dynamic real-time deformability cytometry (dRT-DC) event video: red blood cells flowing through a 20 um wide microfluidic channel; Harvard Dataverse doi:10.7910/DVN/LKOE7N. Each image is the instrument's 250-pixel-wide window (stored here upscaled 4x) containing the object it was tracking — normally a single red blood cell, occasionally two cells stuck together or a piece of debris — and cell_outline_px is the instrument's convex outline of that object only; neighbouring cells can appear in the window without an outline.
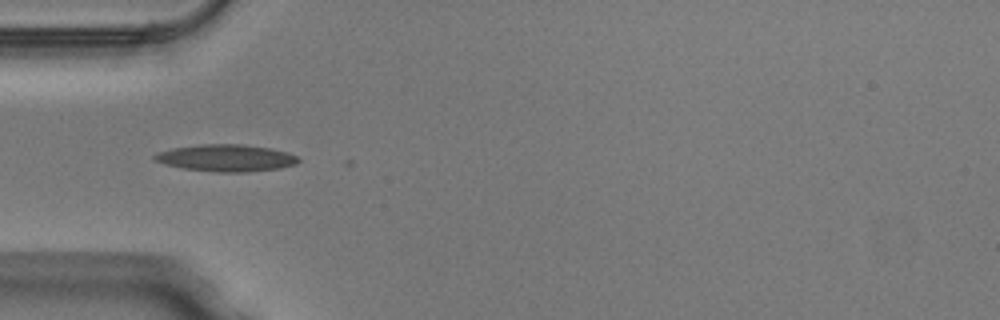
{"species": "Egyptian fruit bat (a non-hibernating species)", "species_latin": "Rousettus aegyptiacus", "temperature_condition": "warm", "stored_images_in_passage": 30, "camera_frame_rate_fps": 3000, "um_per_image_px": 0.085, "animal": {"sex": "male"}, "frame": {"image": 1, "passage_image": 1, "time_ms": 0.0, "image_size_px": [1000, 320], "cell_outline_px": [[300, 160], [296, 164], [280, 168], [244, 172], [216, 172], [184, 168], [164, 164], [156, 160], [152, 156], [156, 152], [172, 148], [200, 144], [240, 144], [268, 148], [288, 152], [296, 156]], "centroid_in_image_um": [19.2, 13.42], "position_along_channel_um": 65.8, "area_um2": 22.48}}
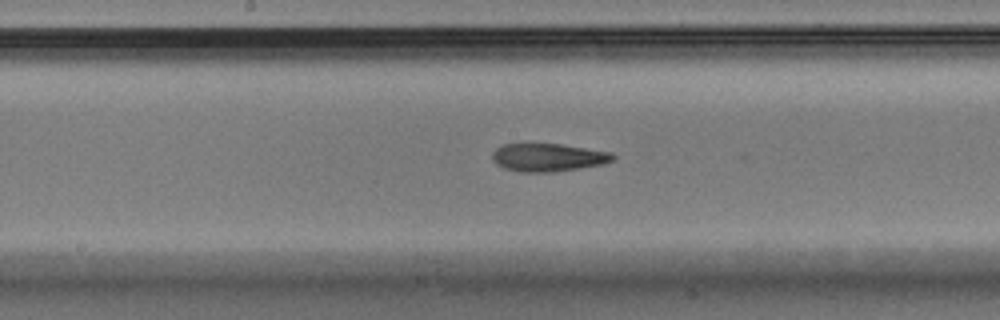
{"frame": {"image": 2, "passage_image": 11, "time_ms": 3.333, "image_size_px": [1000, 320], "cell_outline_px": [[616, 156], [612, 160], [604, 164], [556, 172], [520, 172], [504, 168], [496, 164], [492, 160], [492, 152], [496, 148], [504, 144], [560, 144], [612, 152]], "centroid_in_image_um": [46.58, 13.39], "position_along_channel_um": 201.6, "area_um2": 19.77}}
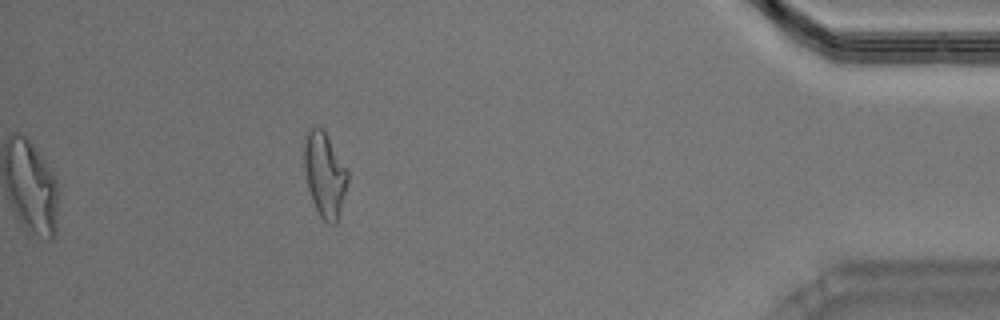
{"frame": {"image": 3, "passage_image": 30, "time_ms": 9.667, "image_size_px": [1000, 320], "cell_outline_px": [[348, 180], [336, 224], [328, 224], [320, 216], [312, 200], [308, 188], [304, 168], [304, 132], [308, 128], [316, 124], [324, 128], [348, 172]], "centroid_in_image_um": [27.56, 14.75], "position_along_channel_um": 407.6, "area_um2": 21.62}, "authors_computed_cell_mechanics": {"area_um2": 19.7965, "velocity_mm_per_s": 4.0592, "shape_relaxation_time_tau1_ms": null, "shape_relaxation_time_tau2_ms": 4.2671, "deformation_change_tau1": null, "deformation_change_tau2": 0.1559}}